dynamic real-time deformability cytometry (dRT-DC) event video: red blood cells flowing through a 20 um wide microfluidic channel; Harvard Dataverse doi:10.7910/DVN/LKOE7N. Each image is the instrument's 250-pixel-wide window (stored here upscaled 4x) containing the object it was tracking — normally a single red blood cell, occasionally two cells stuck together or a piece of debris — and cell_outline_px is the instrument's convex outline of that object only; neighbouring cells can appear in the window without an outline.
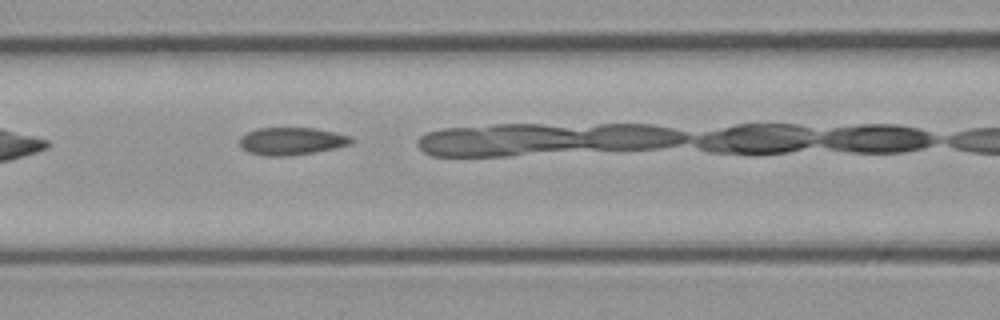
{"species": "common noctule bat (a hibernating species)", "species_latin": "Nyctalus noctula", "temperature_condition": "cold", "stored_images_in_passage": 26, "camera_frame_rate_fps": 3000, "um_per_image_px": 0.085, "animal": {"sex": "male", "body_mass_g": 23.1, "forearm_length_mm": 52.7}, "frame": {"image": 1, "passage_image": 5, "time_ms": 1.333, "image_size_px": [1000, 320], "cell_outline_px": [[356, 140], [352, 144], [336, 148], [312, 152], [284, 156], [264, 156], [248, 152], [240, 144], [240, 136], [256, 128], [316, 128], [336, 132], [352, 136]], "centroid_in_image_um": [24.84, 11.99], "position_along_channel_um": 141.8, "area_um2": 18.03}}